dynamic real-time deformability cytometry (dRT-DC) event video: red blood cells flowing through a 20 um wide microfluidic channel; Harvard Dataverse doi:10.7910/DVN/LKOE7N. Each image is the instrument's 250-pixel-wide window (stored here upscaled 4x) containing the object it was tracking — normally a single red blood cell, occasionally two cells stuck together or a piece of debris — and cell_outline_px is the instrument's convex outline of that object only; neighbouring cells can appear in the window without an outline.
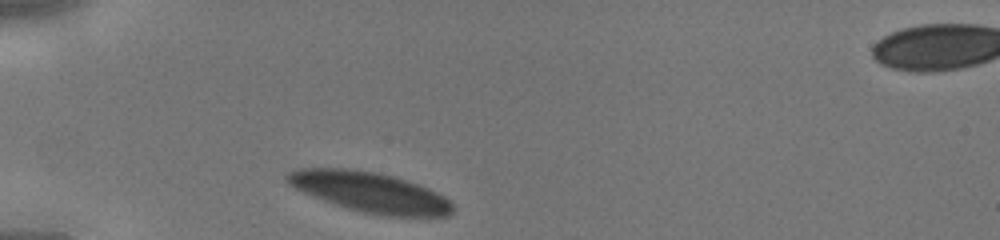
{"species": "human", "species_latin": "Homo sapiens", "temperature_condition": "cold", "stored_images_in_passage": 25, "camera_frame_rate_fps": 3000, "um_per_image_px": 0.085, "donor": {"sex": "male"}, "frame": {"image": 1, "passage_image": 1, "time_ms": 0.0, "image_size_px": [1000, 240], "cell_outline_px": [[456, 208], [448, 216], [384, 216], [364, 212], [348, 208], [324, 200], [304, 192], [288, 184], [284, 180], [284, 172], [300, 168], [352, 168], [376, 172], [392, 176], [428, 188], [444, 196]], "centroid_in_image_um": [31.42, 16.32], "position_along_channel_um": 53.6, "area_um2": 38.61}}
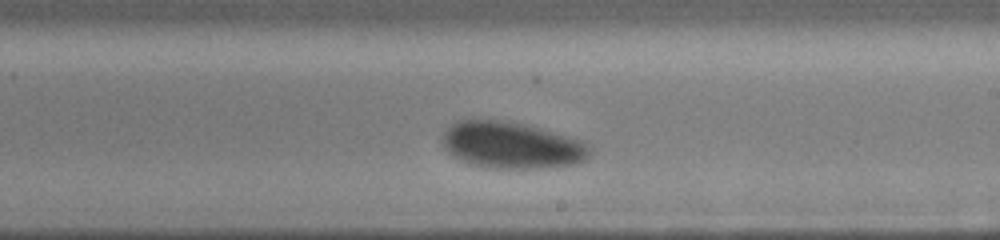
{"frame": {"image": 2, "passage_image": 15, "time_ms": 4.667, "image_size_px": [1000, 240], "cell_outline_px": [[588, 156], [584, 160], [576, 164], [540, 168], [496, 168], [472, 164], [452, 156], [448, 152], [440, 140], [444, 132], [456, 120], [496, 120], [524, 124], [580, 140], [588, 144]], "centroid_in_image_um": [43.44, 12.34], "position_along_channel_um": 245.6, "area_um2": 39.48}}
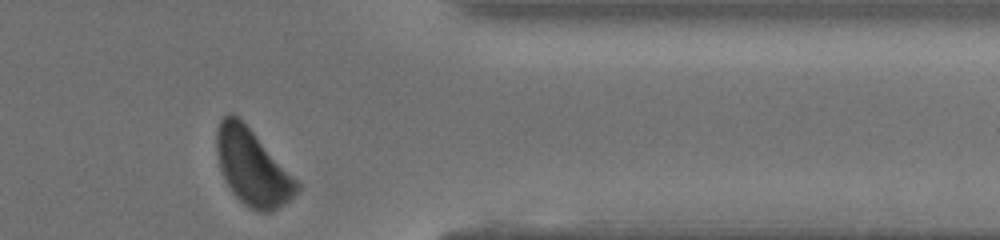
{"frame": {"image": 3, "passage_image": 25, "time_ms": 8.0, "image_size_px": [1000, 240], "cell_outline_px": [[300, 188], [288, 200], [276, 208], [268, 212], [260, 212], [244, 204], [232, 192], [220, 168], [216, 148], [216, 132], [220, 120], [228, 112], [232, 112], [252, 132], [300, 184]], "centroid_in_image_um": [21.41, 14.22], "position_along_channel_um": 390.0, "area_um2": 34.28}}